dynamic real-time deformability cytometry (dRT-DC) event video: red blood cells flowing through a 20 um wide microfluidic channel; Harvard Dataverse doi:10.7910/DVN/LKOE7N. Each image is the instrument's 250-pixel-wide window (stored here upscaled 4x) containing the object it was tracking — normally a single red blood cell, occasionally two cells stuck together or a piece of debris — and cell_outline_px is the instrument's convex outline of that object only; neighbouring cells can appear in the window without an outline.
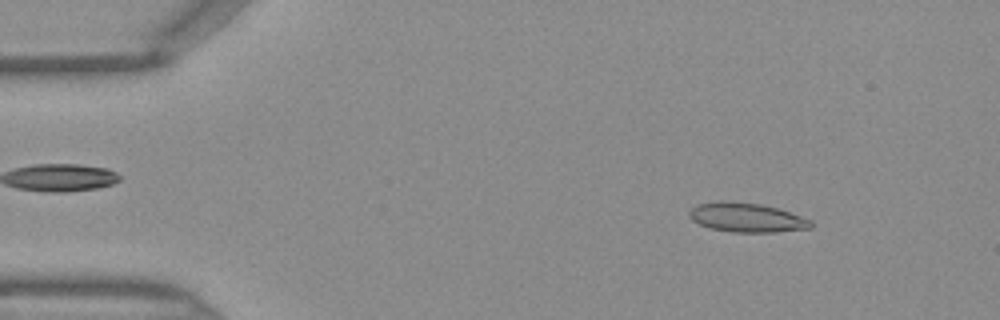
{"species": "Egyptian fruit bat (a non-hibernating species)", "species_latin": "Rousettus aegyptiacus", "temperature_condition": "warm", "stored_images_in_passage": 45, "camera_frame_rate_fps": 3000, "um_per_image_px": 0.085, "frame": {"image": 1, "passage_image": 5, "time_ms": 1.333, "image_size_px": [1000, 320], "cell_outline_px": [[812, 228], [776, 232], [732, 232], [712, 228], [700, 224], [692, 220], [688, 216], [688, 212], [696, 204], [720, 200], [724, 200], [760, 204], [776, 208], [812, 220]], "centroid_in_image_um": [63.44, 18.48], "position_along_channel_um": 21.6, "area_um2": 20.69}}
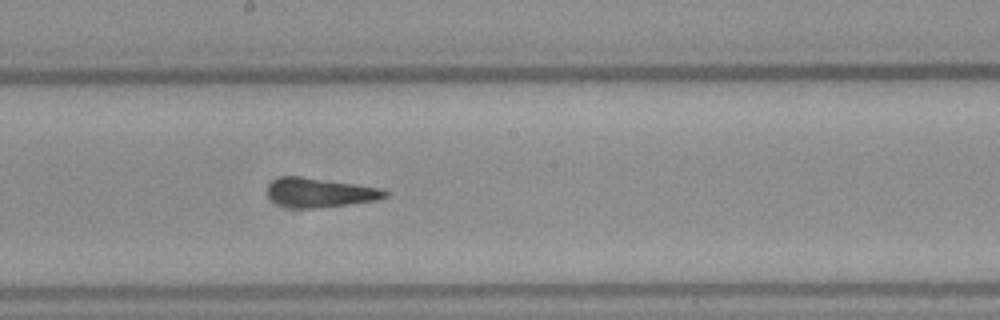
{"frame": {"image": 2, "passage_image": 24, "time_ms": 7.667, "image_size_px": [1000, 320], "cell_outline_px": [[388, 196], [376, 200], [320, 208], [292, 208], [280, 204], [272, 200], [268, 196], [268, 184], [284, 176], [300, 176], [384, 188], [388, 192]], "centroid_in_image_um": [27.23, 16.37], "position_along_channel_um": 221.0, "area_um2": 19.94}}
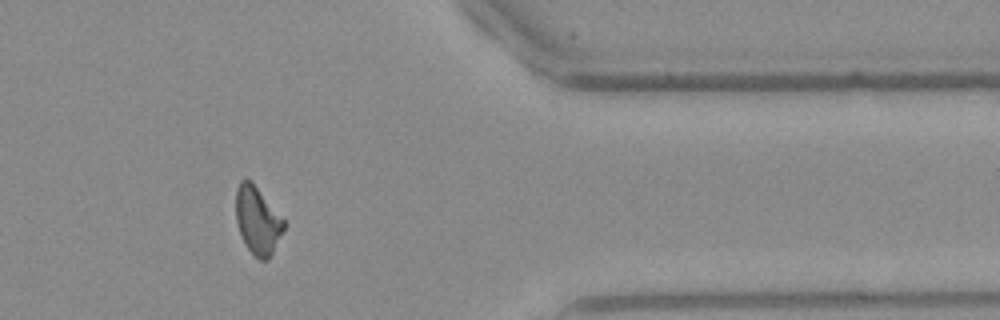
{"frame": {"image": 3, "passage_image": 37, "time_ms": 12.0, "image_size_px": [1000, 320], "cell_outline_px": [[284, 228], [268, 260], [260, 260], [252, 256], [244, 244], [236, 220], [236, 188], [240, 180], [248, 180], [256, 188], [284, 220]], "centroid_in_image_um": [21.86, 18.8], "position_along_channel_um": 389.5, "area_um2": 18.38}}